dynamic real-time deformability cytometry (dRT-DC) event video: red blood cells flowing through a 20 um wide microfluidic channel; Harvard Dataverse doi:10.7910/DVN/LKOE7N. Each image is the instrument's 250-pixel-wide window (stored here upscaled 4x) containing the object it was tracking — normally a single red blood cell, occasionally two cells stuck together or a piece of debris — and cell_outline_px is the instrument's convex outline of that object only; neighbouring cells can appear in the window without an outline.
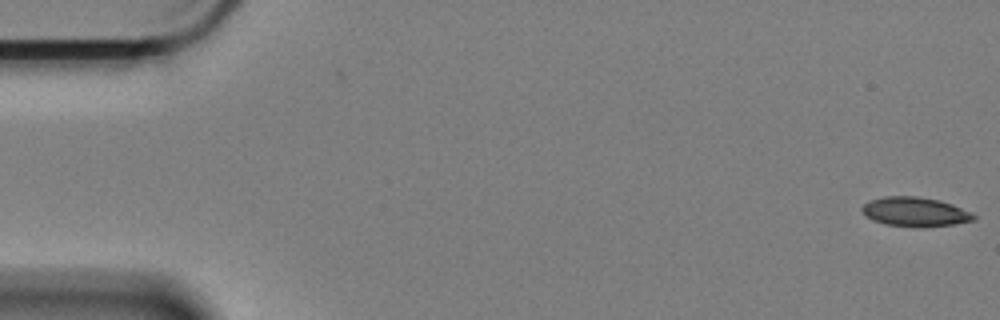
{"species": "Egyptian fruit bat (a non-hibernating species)", "species_latin": "Rousettus aegyptiacus", "temperature_condition": "cold", "stored_images_in_passage": 59, "camera_frame_rate_fps": 3000, "um_per_image_px": 0.085, "animal": {"sex": "female"}, "frame": {"image": 1, "passage_image": 1, "time_ms": 0.0, "image_size_px": [1000, 320], "cell_outline_px": [[976, 220], [952, 224], [888, 224], [872, 220], [860, 208], [864, 204], [872, 200], [884, 196], [916, 196], [940, 200], [952, 204], [972, 212], [976, 216]], "centroid_in_image_um": [77.8, 17.94], "position_along_channel_um": 7.2, "area_um2": 18.09}}
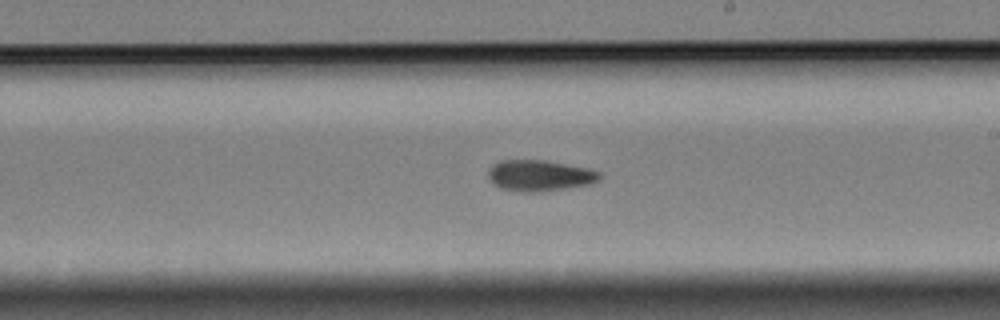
{"frame": {"image": 2, "passage_image": 34, "time_ms": 11.0, "image_size_px": [1000, 320], "cell_outline_px": [[600, 180], [588, 184], [540, 192], [520, 192], [500, 188], [492, 184], [488, 180], [488, 172], [492, 164], [500, 160], [544, 160], [588, 168], [600, 172]], "centroid_in_image_um": [45.81, 14.92], "position_along_channel_um": 243.2, "area_um2": 20.23}}
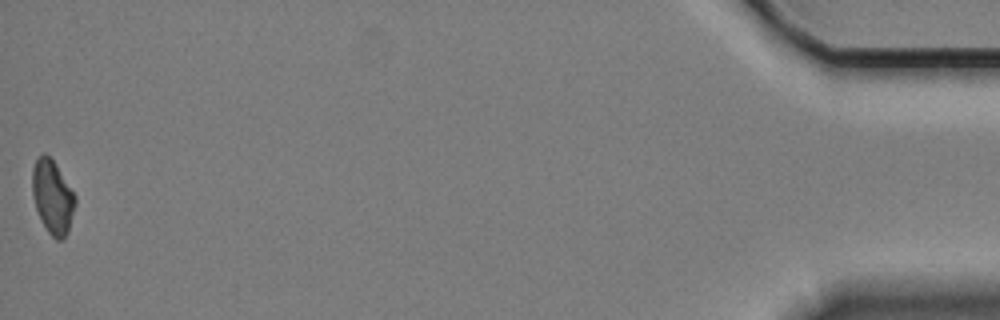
{"frame": {"image": 3, "passage_image": 59, "time_ms": 19.333, "image_size_px": [1000, 320], "cell_outline_px": [[76, 204], [68, 232], [64, 240], [56, 240], [48, 232], [36, 208], [32, 192], [32, 168], [36, 156], [44, 152], [56, 164], [76, 196]], "centroid_in_image_um": [4.47, 16.72], "position_along_channel_um": 430.7, "area_um2": 18.5}, "authors_computed_cell_mechanics": {"area_um2": 19.1896, "velocity_mm_per_s": 3.3863, "shape_relaxation_time_tau1_ms": 5.5638, "shape_relaxation_time_tau2_ms": 6.5151, "deformation_change_tau1": 0.1309, "deformation_change_tau2": 0.1183}}